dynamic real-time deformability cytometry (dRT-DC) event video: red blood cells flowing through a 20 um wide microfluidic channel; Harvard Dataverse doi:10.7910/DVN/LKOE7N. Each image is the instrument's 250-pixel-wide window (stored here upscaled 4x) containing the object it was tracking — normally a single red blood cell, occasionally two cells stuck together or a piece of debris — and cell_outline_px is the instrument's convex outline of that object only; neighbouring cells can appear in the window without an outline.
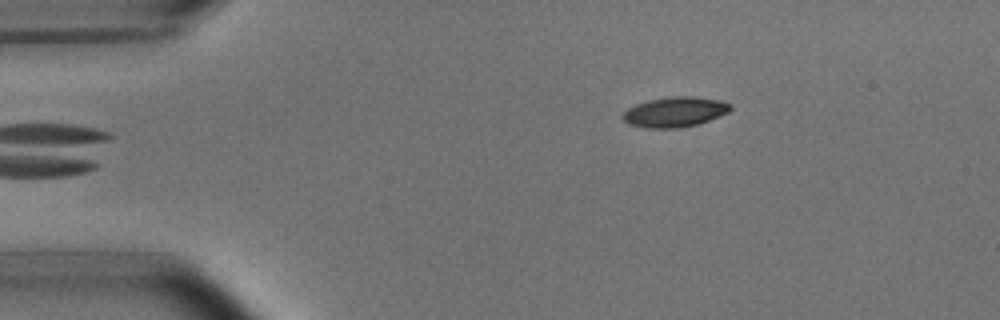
{"species": "common noctule bat (a hibernating species)", "species_latin": "Nyctalus noctula", "temperature_condition": "room temperature", "stored_images_in_passage": 6, "camera_frame_rate_fps": 3000, "um_per_image_px": 0.085, "animal": {"sex": "male", "body_mass_g": 15.6}, "frame": {"image": 1, "passage_image": 6, "time_ms": 1.667, "image_size_px": [1000, 320], "cell_outline_px": [[732, 108], [728, 112], [708, 120], [696, 124], [680, 128], [644, 128], [628, 124], [620, 116], [628, 108], [636, 104], [648, 100], [672, 96], [692, 96], [720, 100], [732, 104]], "centroid_in_image_um": [57.34, 9.51], "position_along_channel_um": 27.7, "area_um2": 18.9}}